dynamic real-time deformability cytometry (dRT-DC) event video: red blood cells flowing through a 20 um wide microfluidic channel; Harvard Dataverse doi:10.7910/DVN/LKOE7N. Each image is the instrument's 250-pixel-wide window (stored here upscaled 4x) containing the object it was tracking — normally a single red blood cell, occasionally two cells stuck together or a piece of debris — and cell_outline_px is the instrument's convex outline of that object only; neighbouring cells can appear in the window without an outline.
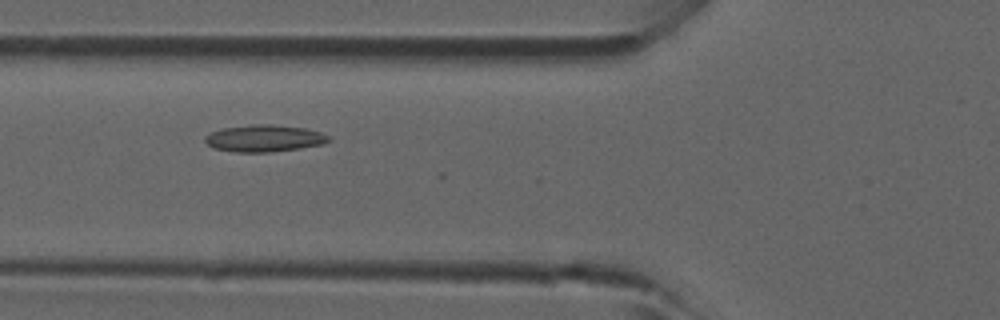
{"species": "common noctule bat (a hibernating species)", "species_latin": "Nyctalus noctula", "temperature_condition": "room temperature", "stored_images_in_passage": 6, "camera_frame_rate_fps": 3000, "um_per_image_px": 0.085, "animal": {"sex": "male", "forearm_length_mm": 52.5}, "frame": {"image": 1, "passage_image": 6, "time_ms": 1.667, "image_size_px": [1000, 320], "cell_outline_px": [[332, 140], [324, 144], [272, 152], [236, 152], [212, 148], [204, 140], [204, 136], [212, 132], [224, 128], [252, 124], [272, 124], [304, 128], [320, 132], [328, 136]], "centroid_in_image_um": [22.46, 11.76], "position_along_channel_um": 103.3, "area_um2": 19.36}}